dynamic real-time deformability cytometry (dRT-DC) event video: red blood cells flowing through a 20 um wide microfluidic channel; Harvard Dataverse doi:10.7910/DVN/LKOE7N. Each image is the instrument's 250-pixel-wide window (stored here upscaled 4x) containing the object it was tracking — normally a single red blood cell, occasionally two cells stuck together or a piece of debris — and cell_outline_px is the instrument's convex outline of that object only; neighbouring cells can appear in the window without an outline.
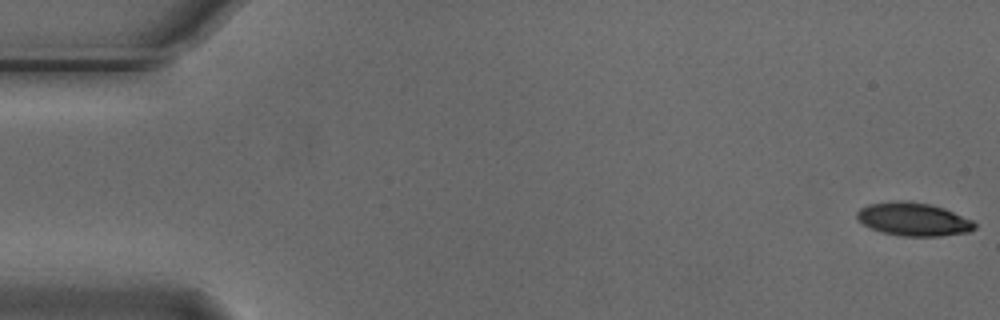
{"species": "Egyptian fruit bat (a non-hibernating species)", "species_latin": "Rousettus aegyptiacus", "temperature_condition": "cold", "stored_images_in_passage": 5, "camera_frame_rate_fps": 3000, "um_per_image_px": 0.085, "animal": {"sex": "male"}, "frame": {"image": 1, "passage_image": 1, "time_ms": 0.0, "image_size_px": [1000, 320], "cell_outline_px": [[976, 228], [968, 232], [940, 236], [900, 236], [884, 232], [872, 228], [864, 224], [856, 216], [856, 212], [860, 208], [868, 204], [896, 200], [908, 200], [932, 204], [944, 208], [972, 220], [976, 224]], "centroid_in_image_um": [77.65, 18.62], "position_along_channel_um": 7.3, "area_um2": 22.83}}
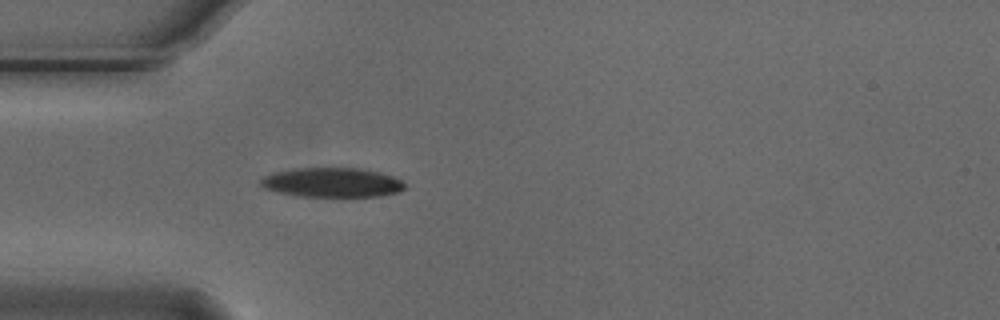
{"frame": {"image": 2, "passage_image": 5, "time_ms": 1.333, "image_size_px": [1000, 320], "cell_outline_px": [[404, 188], [400, 192], [380, 196], [296, 196], [276, 192], [264, 188], [260, 184], [260, 180], [264, 176], [272, 172], [296, 168], [360, 168], [380, 172], [392, 176], [400, 180], [404, 184]], "centroid_in_image_um": [28.19, 15.51], "position_along_channel_um": 56.8, "area_um2": 24.8}}